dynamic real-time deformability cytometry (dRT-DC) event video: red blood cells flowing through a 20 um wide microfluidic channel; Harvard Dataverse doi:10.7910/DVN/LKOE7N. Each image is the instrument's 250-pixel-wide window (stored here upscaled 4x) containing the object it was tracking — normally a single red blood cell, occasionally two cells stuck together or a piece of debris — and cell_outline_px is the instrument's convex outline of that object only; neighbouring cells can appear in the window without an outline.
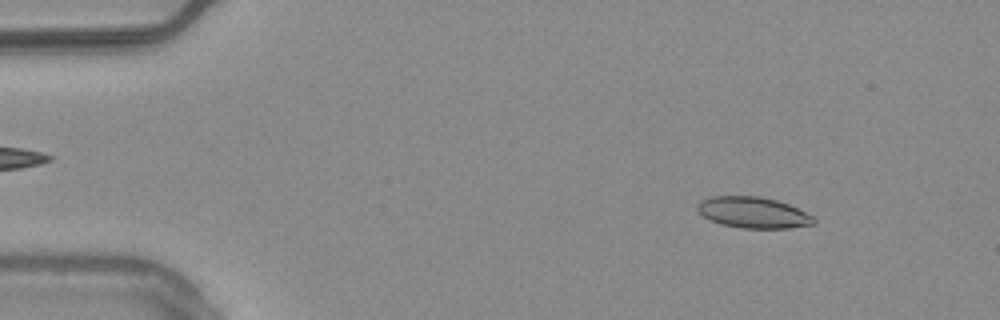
{"species": "common noctule bat (a hibernating species)", "species_latin": "Nyctalus noctula", "temperature_condition": "warm", "stored_images_in_passage": 53, "camera_frame_rate_fps": 3000, "um_per_image_px": 0.085, "animal": {"sex": "male", "body_mass_g": 20.4}, "frame": {"image": 1, "passage_image": 6, "time_ms": 1.667, "image_size_px": [1000, 320], "cell_outline_px": [[816, 224], [788, 228], [740, 228], [720, 224], [696, 212], [696, 204], [700, 200], [712, 196], [760, 196], [776, 200], [788, 204], [812, 216], [816, 220]], "centroid_in_image_um": [63.98, 18.06], "position_along_channel_um": 21.0, "area_um2": 21.15}}
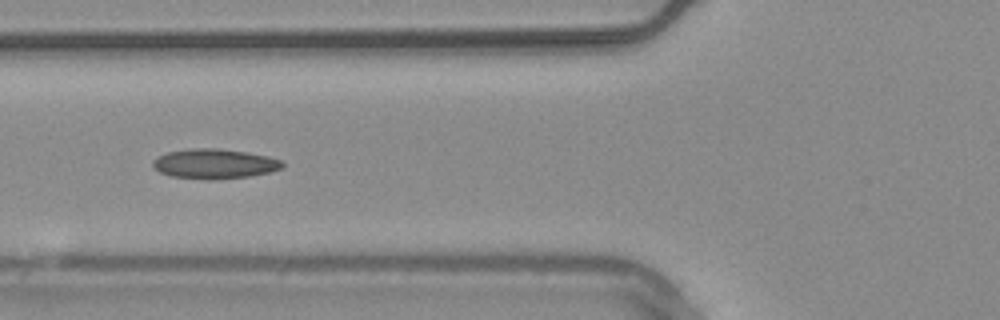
{"frame": {"image": 2, "passage_image": 20, "time_ms": 6.333, "image_size_px": [1000, 320], "cell_outline_px": [[284, 164], [280, 168], [268, 172], [248, 176], [216, 180], [208, 180], [172, 176], [160, 172], [152, 168], [152, 160], [168, 152], [192, 148], [216, 148], [244, 152], [268, 156], [280, 160]], "centroid_in_image_um": [18.18, 13.93], "position_along_channel_um": 107.6, "area_um2": 22.31}}
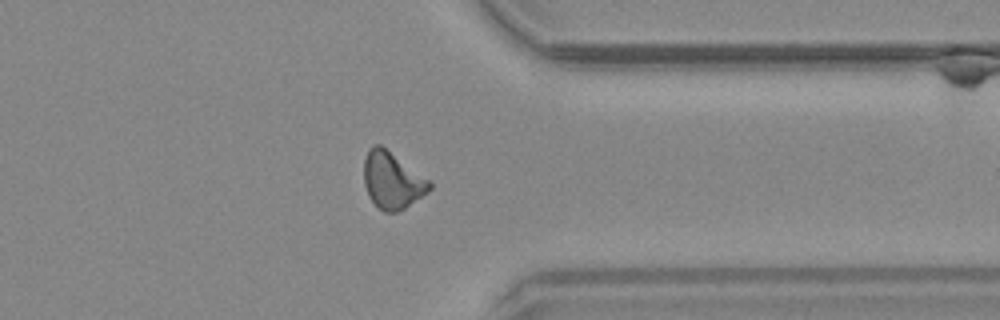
{"frame": {"image": 3, "passage_image": 42, "time_ms": 13.667, "image_size_px": [1000, 320], "cell_outline_px": [[432, 188], [428, 192], [404, 208], [396, 212], [384, 212], [368, 196], [364, 184], [364, 160], [368, 148], [372, 144], [380, 144], [432, 180]], "centroid_in_image_um": [33.36, 15.3], "position_along_channel_um": 378.0, "area_um2": 21.91}, "authors_computed_cell_mechanics": {"area_um2": 21.1548, "velocity_mm_per_s": 3.7532, "shape_relaxation_time_tau1_ms": null, "shape_relaxation_time_tau2_ms": 2.4044, "deformation_change_tau1": null, "deformation_change_tau2": 0.0869}}